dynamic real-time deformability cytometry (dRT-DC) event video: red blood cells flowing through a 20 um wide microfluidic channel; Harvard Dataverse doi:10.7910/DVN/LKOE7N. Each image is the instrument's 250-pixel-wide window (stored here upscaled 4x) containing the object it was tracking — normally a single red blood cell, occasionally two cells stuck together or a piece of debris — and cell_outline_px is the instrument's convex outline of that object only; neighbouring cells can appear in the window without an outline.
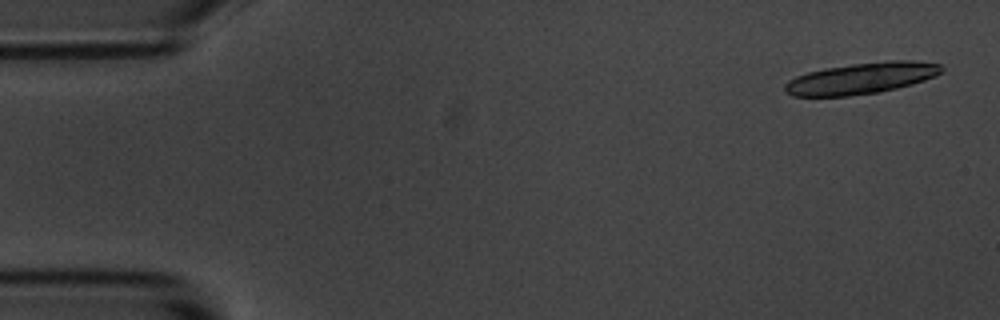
{"species": "common noctule bat (a hibernating species)", "species_latin": "Nyctalus noctula", "temperature_condition": "room temperature", "stored_images_in_passage": 19, "camera_frame_rate_fps": 3000, "um_per_image_px": 0.085, "animal": {"sex": "male", "body_mass_g": 20.1, "forearm_length_mm": 53.5}, "frame": {"image": 1, "passage_image": 2, "time_ms": 0.333, "image_size_px": [1000, 320], "cell_outline_px": [[944, 68], [936, 76], [912, 84], [896, 88], [876, 92], [848, 96], [792, 96], [784, 92], [784, 84], [788, 80], [796, 76], [808, 72], [824, 68], [852, 64], [892, 60], [912, 60], [940, 64]], "centroid_in_image_um": [73.19, 6.65], "position_along_channel_um": 11.8, "area_um2": 28.5}}